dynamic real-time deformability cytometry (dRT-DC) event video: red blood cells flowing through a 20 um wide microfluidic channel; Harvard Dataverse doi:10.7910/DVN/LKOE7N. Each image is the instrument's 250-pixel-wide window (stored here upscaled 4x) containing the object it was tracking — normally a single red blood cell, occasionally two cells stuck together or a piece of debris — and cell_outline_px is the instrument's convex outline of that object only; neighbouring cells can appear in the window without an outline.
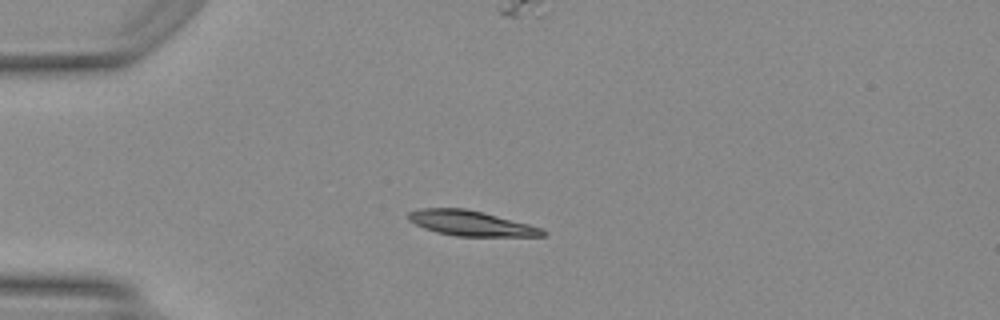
{"species": "Egyptian fruit bat (a non-hibernating species)", "species_latin": "Rousettus aegyptiacus", "temperature_condition": "warm", "stored_images_in_passage": 36, "camera_frame_rate_fps": 3000, "um_per_image_px": 0.085, "animal": {"sex": "female"}, "frame": {"image": 1, "passage_image": 1, "time_ms": 0.0, "image_size_px": [1000, 320], "cell_outline_px": [[548, 232], [544, 236], [456, 236], [436, 232], [424, 228], [408, 220], [408, 212], [420, 208], [464, 208], [484, 212], [528, 224], [540, 228]], "centroid_in_image_um": [40.0, 18.97], "position_along_channel_um": 45.0, "area_um2": 19.59}}
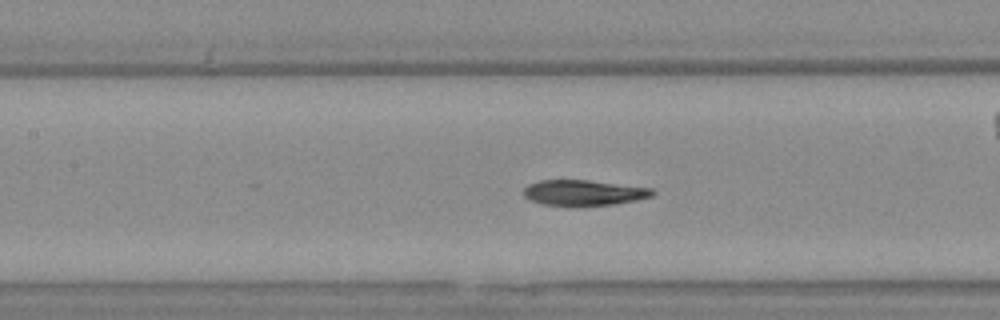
{"frame": {"image": 2, "passage_image": 11, "time_ms": 3.333, "image_size_px": [1000, 320], "cell_outline_px": [[656, 192], [652, 196], [636, 200], [616, 204], [544, 204], [528, 200], [524, 196], [524, 188], [528, 184], [540, 180], [588, 180], [652, 188]], "centroid_in_image_um": [49.62, 16.35], "position_along_channel_um": 157.8, "area_um2": 18.73}}
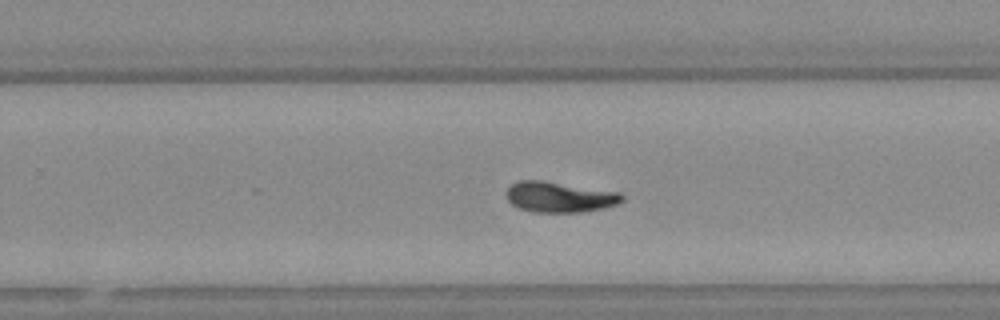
{"frame": {"image": 3, "passage_image": 20, "time_ms": 6.333, "image_size_px": [1000, 320], "cell_outline_px": [[624, 200], [616, 204], [604, 208], [584, 212], [532, 212], [520, 208], [512, 204], [508, 200], [504, 192], [512, 184], [520, 180], [544, 180], [620, 192], [624, 196]], "centroid_in_image_um": [47.56, 16.74], "position_along_channel_um": 282.2, "area_um2": 20.81}, "authors_computed_cell_mechanics": {"area_um2": 19.7965, "velocity_mm_per_s": 4.1657, "shape_relaxation_time_tau1_ms": 8.7503, "shape_relaxation_time_tau2_ms": 6.9247, "deformation_change_tau1": 0.2486, "deformation_change_tau2": 0.1108}}